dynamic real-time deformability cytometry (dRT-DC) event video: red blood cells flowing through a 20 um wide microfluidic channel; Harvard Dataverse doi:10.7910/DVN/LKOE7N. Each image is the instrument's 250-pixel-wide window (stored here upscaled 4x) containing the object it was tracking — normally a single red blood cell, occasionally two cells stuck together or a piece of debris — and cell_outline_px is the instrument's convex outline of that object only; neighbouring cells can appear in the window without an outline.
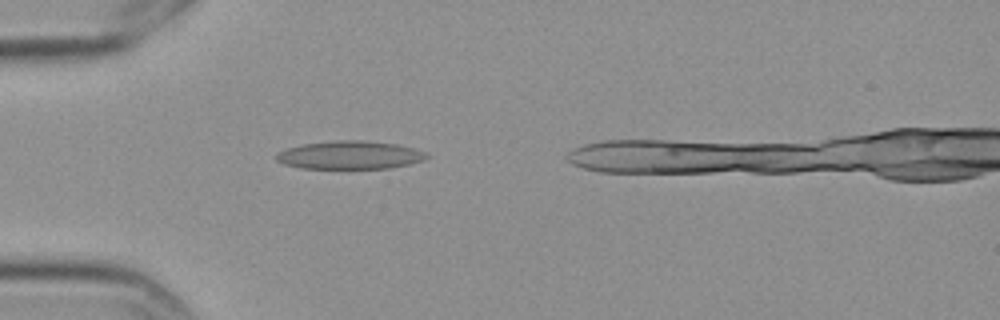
{"species": "Egyptian fruit bat (a non-hibernating species)", "species_latin": "Rousettus aegyptiacus", "temperature_condition": "cold", "stored_images_in_passage": 3, "camera_frame_rate_fps": 3000, "um_per_image_px": 0.085, "frame": {"image": 1, "passage_image": 3, "time_ms": 0.667, "image_size_px": [1000, 320], "cell_outline_px": [[432, 156], [424, 160], [408, 164], [388, 168], [300, 168], [284, 164], [276, 160], [276, 156], [280, 152], [288, 148], [304, 144], [336, 140], [360, 140], [396, 144], [428, 152]], "centroid_in_image_um": [29.79, 13.18], "position_along_channel_um": 55.2, "area_um2": 24.51}}